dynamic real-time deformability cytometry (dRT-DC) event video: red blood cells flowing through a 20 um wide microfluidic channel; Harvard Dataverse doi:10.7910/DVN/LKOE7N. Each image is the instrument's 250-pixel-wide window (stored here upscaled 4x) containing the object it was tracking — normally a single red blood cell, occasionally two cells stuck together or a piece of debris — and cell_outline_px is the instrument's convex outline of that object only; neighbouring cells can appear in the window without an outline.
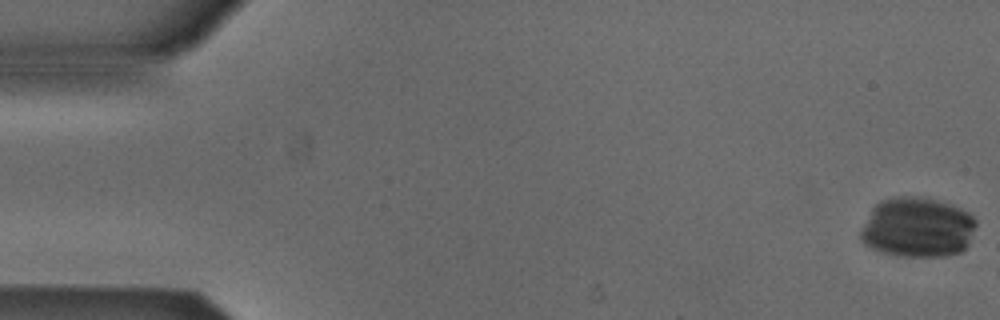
{"species": "Egyptian fruit bat (a non-hibernating species)", "species_latin": "Rousettus aegyptiacus", "temperature_condition": "cold", "stored_images_in_passage": 12, "camera_frame_rate_fps": 3000, "um_per_image_px": 0.085, "animal": {"sex": "male"}, "frame": {"image": 1, "passage_image": 1, "time_ms": 0.0, "image_size_px": [1000, 320], "cell_outline_px": [[976, 224], [968, 244], [960, 252], [944, 256], [896, 256], [872, 248], [864, 244], [860, 236], [860, 232], [872, 208], [880, 200], [896, 196], [912, 196], [932, 200], [948, 204], [960, 208], [968, 212], [976, 220]], "centroid_in_image_um": [77.97, 19.33], "position_along_channel_um": 7.0, "area_um2": 40.0}}